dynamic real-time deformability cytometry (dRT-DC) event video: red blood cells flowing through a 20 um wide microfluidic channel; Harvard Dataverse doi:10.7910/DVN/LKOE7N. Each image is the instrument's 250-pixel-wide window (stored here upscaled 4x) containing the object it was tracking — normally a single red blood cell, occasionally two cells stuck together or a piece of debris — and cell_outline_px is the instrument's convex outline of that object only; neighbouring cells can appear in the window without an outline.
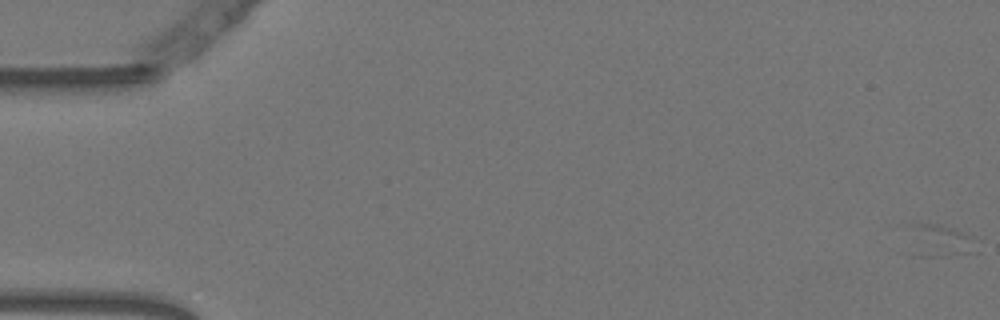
{"species": "Egyptian fruit bat (a non-hibernating species)", "species_latin": "Rousettus aegyptiacus", "temperature_condition": "warm", "stored_images_in_passage": 6, "camera_frame_rate_fps": 3000, "um_per_image_px": 0.085, "animal": {"sex": "female"}, "frame": {"image": 1, "passage_image": 1, "time_ms": 0.0, "image_size_px": [1000, 320], "cell_outline_px": [[980, 252], [940, 256], [916, 256], [912, 224], [940, 224], [972, 236]], "centroid_in_image_um": [80.04, 20.48], "position_along_channel_um": 5.0, "area_um2": 12.14}}